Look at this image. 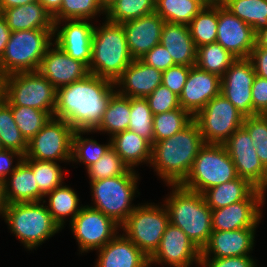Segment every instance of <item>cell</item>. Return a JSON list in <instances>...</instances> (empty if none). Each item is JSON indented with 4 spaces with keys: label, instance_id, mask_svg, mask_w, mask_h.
I'll return each mask as SVG.
<instances>
[{
    "label": "cell",
    "instance_id": "ab89813d",
    "mask_svg": "<svg viewBox=\"0 0 267 267\" xmlns=\"http://www.w3.org/2000/svg\"><path fill=\"white\" fill-rule=\"evenodd\" d=\"M32 168L40 193L45 197L63 184V170L55 161L23 158Z\"/></svg>",
    "mask_w": 267,
    "mask_h": 267
},
{
    "label": "cell",
    "instance_id": "836d02e7",
    "mask_svg": "<svg viewBox=\"0 0 267 267\" xmlns=\"http://www.w3.org/2000/svg\"><path fill=\"white\" fill-rule=\"evenodd\" d=\"M222 5L255 33L267 27V0H226Z\"/></svg>",
    "mask_w": 267,
    "mask_h": 267
},
{
    "label": "cell",
    "instance_id": "3957f363",
    "mask_svg": "<svg viewBox=\"0 0 267 267\" xmlns=\"http://www.w3.org/2000/svg\"><path fill=\"white\" fill-rule=\"evenodd\" d=\"M168 186L173 190L164 201V206L170 223L179 227L202 250L212 233L211 208L201 193L181 185Z\"/></svg>",
    "mask_w": 267,
    "mask_h": 267
},
{
    "label": "cell",
    "instance_id": "7402d4cb",
    "mask_svg": "<svg viewBox=\"0 0 267 267\" xmlns=\"http://www.w3.org/2000/svg\"><path fill=\"white\" fill-rule=\"evenodd\" d=\"M165 21L157 13H152L122 24L126 41L133 59L141 58L153 47L160 44Z\"/></svg>",
    "mask_w": 267,
    "mask_h": 267
},
{
    "label": "cell",
    "instance_id": "be15d7a7",
    "mask_svg": "<svg viewBox=\"0 0 267 267\" xmlns=\"http://www.w3.org/2000/svg\"><path fill=\"white\" fill-rule=\"evenodd\" d=\"M226 0H216L218 4H223Z\"/></svg>",
    "mask_w": 267,
    "mask_h": 267
},
{
    "label": "cell",
    "instance_id": "4dcf8cb0",
    "mask_svg": "<svg viewBox=\"0 0 267 267\" xmlns=\"http://www.w3.org/2000/svg\"><path fill=\"white\" fill-rule=\"evenodd\" d=\"M130 97L120 95L116 92L110 99L102 120L95 132H104L113 135L128 130L130 122Z\"/></svg>",
    "mask_w": 267,
    "mask_h": 267
},
{
    "label": "cell",
    "instance_id": "11a10c76",
    "mask_svg": "<svg viewBox=\"0 0 267 267\" xmlns=\"http://www.w3.org/2000/svg\"><path fill=\"white\" fill-rule=\"evenodd\" d=\"M11 30L7 25L4 16L0 13V57L5 51L6 44L9 41Z\"/></svg>",
    "mask_w": 267,
    "mask_h": 267
},
{
    "label": "cell",
    "instance_id": "277c9868",
    "mask_svg": "<svg viewBox=\"0 0 267 267\" xmlns=\"http://www.w3.org/2000/svg\"><path fill=\"white\" fill-rule=\"evenodd\" d=\"M104 23L101 27L94 26L92 58L88 69L93 75L115 82L134 59L122 24L107 19Z\"/></svg>",
    "mask_w": 267,
    "mask_h": 267
},
{
    "label": "cell",
    "instance_id": "d6986e66",
    "mask_svg": "<svg viewBox=\"0 0 267 267\" xmlns=\"http://www.w3.org/2000/svg\"><path fill=\"white\" fill-rule=\"evenodd\" d=\"M63 22L65 25L60 29V24ZM54 23V43L69 56L89 67L92 58L94 25L87 19H66Z\"/></svg>",
    "mask_w": 267,
    "mask_h": 267
},
{
    "label": "cell",
    "instance_id": "7bdbcfd3",
    "mask_svg": "<svg viewBox=\"0 0 267 267\" xmlns=\"http://www.w3.org/2000/svg\"><path fill=\"white\" fill-rule=\"evenodd\" d=\"M130 122L128 130L153 144V114L145 98H130Z\"/></svg>",
    "mask_w": 267,
    "mask_h": 267
},
{
    "label": "cell",
    "instance_id": "d6a6232c",
    "mask_svg": "<svg viewBox=\"0 0 267 267\" xmlns=\"http://www.w3.org/2000/svg\"><path fill=\"white\" fill-rule=\"evenodd\" d=\"M237 58L217 42L197 47L195 66L222 77Z\"/></svg>",
    "mask_w": 267,
    "mask_h": 267
},
{
    "label": "cell",
    "instance_id": "8992f818",
    "mask_svg": "<svg viewBox=\"0 0 267 267\" xmlns=\"http://www.w3.org/2000/svg\"><path fill=\"white\" fill-rule=\"evenodd\" d=\"M40 203L6 204L3 212L11 233L15 234L28 250L38 247L61 230L51 217L47 206Z\"/></svg>",
    "mask_w": 267,
    "mask_h": 267
},
{
    "label": "cell",
    "instance_id": "2e32d148",
    "mask_svg": "<svg viewBox=\"0 0 267 267\" xmlns=\"http://www.w3.org/2000/svg\"><path fill=\"white\" fill-rule=\"evenodd\" d=\"M255 77L248 58H237L221 77V94L244 117L252 116V85Z\"/></svg>",
    "mask_w": 267,
    "mask_h": 267
},
{
    "label": "cell",
    "instance_id": "7dc6e473",
    "mask_svg": "<svg viewBox=\"0 0 267 267\" xmlns=\"http://www.w3.org/2000/svg\"><path fill=\"white\" fill-rule=\"evenodd\" d=\"M145 99L148 101L153 115L180 108L179 96L162 84Z\"/></svg>",
    "mask_w": 267,
    "mask_h": 267
},
{
    "label": "cell",
    "instance_id": "5b68a950",
    "mask_svg": "<svg viewBox=\"0 0 267 267\" xmlns=\"http://www.w3.org/2000/svg\"><path fill=\"white\" fill-rule=\"evenodd\" d=\"M54 29L11 32L0 57V79L18 72L38 71L46 50L52 44Z\"/></svg>",
    "mask_w": 267,
    "mask_h": 267
},
{
    "label": "cell",
    "instance_id": "6125c7cd",
    "mask_svg": "<svg viewBox=\"0 0 267 267\" xmlns=\"http://www.w3.org/2000/svg\"><path fill=\"white\" fill-rule=\"evenodd\" d=\"M102 8L107 11L109 7L115 2V0H98Z\"/></svg>",
    "mask_w": 267,
    "mask_h": 267
},
{
    "label": "cell",
    "instance_id": "4316f807",
    "mask_svg": "<svg viewBox=\"0 0 267 267\" xmlns=\"http://www.w3.org/2000/svg\"><path fill=\"white\" fill-rule=\"evenodd\" d=\"M10 175L3 182L6 204L43 201L32 168L24 160Z\"/></svg>",
    "mask_w": 267,
    "mask_h": 267
},
{
    "label": "cell",
    "instance_id": "ee69618b",
    "mask_svg": "<svg viewBox=\"0 0 267 267\" xmlns=\"http://www.w3.org/2000/svg\"><path fill=\"white\" fill-rule=\"evenodd\" d=\"M106 13L98 0H63L60 9L53 15L54 22L66 19H94Z\"/></svg>",
    "mask_w": 267,
    "mask_h": 267
},
{
    "label": "cell",
    "instance_id": "f6af8a7d",
    "mask_svg": "<svg viewBox=\"0 0 267 267\" xmlns=\"http://www.w3.org/2000/svg\"><path fill=\"white\" fill-rule=\"evenodd\" d=\"M130 168L121 157L110 147L103 156L87 168L90 180H101L126 174Z\"/></svg>",
    "mask_w": 267,
    "mask_h": 267
},
{
    "label": "cell",
    "instance_id": "f5cc1de1",
    "mask_svg": "<svg viewBox=\"0 0 267 267\" xmlns=\"http://www.w3.org/2000/svg\"><path fill=\"white\" fill-rule=\"evenodd\" d=\"M14 156H17V164L14 166ZM24 156L14 150L2 149L0 150V181L4 182L7 179V175L16 170L18 164L23 160Z\"/></svg>",
    "mask_w": 267,
    "mask_h": 267
},
{
    "label": "cell",
    "instance_id": "8fae6325",
    "mask_svg": "<svg viewBox=\"0 0 267 267\" xmlns=\"http://www.w3.org/2000/svg\"><path fill=\"white\" fill-rule=\"evenodd\" d=\"M244 116L221 93L213 97L193 119L206 144H224L243 126Z\"/></svg>",
    "mask_w": 267,
    "mask_h": 267
},
{
    "label": "cell",
    "instance_id": "5bb4252c",
    "mask_svg": "<svg viewBox=\"0 0 267 267\" xmlns=\"http://www.w3.org/2000/svg\"><path fill=\"white\" fill-rule=\"evenodd\" d=\"M223 145L233 160L238 177L267 191V169L260 162L247 130L243 126L238 128Z\"/></svg>",
    "mask_w": 267,
    "mask_h": 267
},
{
    "label": "cell",
    "instance_id": "603a6c76",
    "mask_svg": "<svg viewBox=\"0 0 267 267\" xmlns=\"http://www.w3.org/2000/svg\"><path fill=\"white\" fill-rule=\"evenodd\" d=\"M256 228L212 231L201 257L225 258L249 255L254 247ZM212 254V256H211Z\"/></svg>",
    "mask_w": 267,
    "mask_h": 267
},
{
    "label": "cell",
    "instance_id": "7a4b0ae2",
    "mask_svg": "<svg viewBox=\"0 0 267 267\" xmlns=\"http://www.w3.org/2000/svg\"><path fill=\"white\" fill-rule=\"evenodd\" d=\"M204 145L199 126L193 119L172 137L153 142L150 165L168 185H180Z\"/></svg>",
    "mask_w": 267,
    "mask_h": 267
},
{
    "label": "cell",
    "instance_id": "680465c9",
    "mask_svg": "<svg viewBox=\"0 0 267 267\" xmlns=\"http://www.w3.org/2000/svg\"><path fill=\"white\" fill-rule=\"evenodd\" d=\"M256 44L259 47L267 48V27L256 33Z\"/></svg>",
    "mask_w": 267,
    "mask_h": 267
},
{
    "label": "cell",
    "instance_id": "d590c367",
    "mask_svg": "<svg viewBox=\"0 0 267 267\" xmlns=\"http://www.w3.org/2000/svg\"><path fill=\"white\" fill-rule=\"evenodd\" d=\"M196 47L216 42L218 27V3L202 10L188 25Z\"/></svg>",
    "mask_w": 267,
    "mask_h": 267
},
{
    "label": "cell",
    "instance_id": "484cf974",
    "mask_svg": "<svg viewBox=\"0 0 267 267\" xmlns=\"http://www.w3.org/2000/svg\"><path fill=\"white\" fill-rule=\"evenodd\" d=\"M176 65L195 66L197 47L188 25L165 22L160 37Z\"/></svg>",
    "mask_w": 267,
    "mask_h": 267
},
{
    "label": "cell",
    "instance_id": "9a60e30c",
    "mask_svg": "<svg viewBox=\"0 0 267 267\" xmlns=\"http://www.w3.org/2000/svg\"><path fill=\"white\" fill-rule=\"evenodd\" d=\"M265 192L256 189L247 199L212 210V231L256 228L262 218Z\"/></svg>",
    "mask_w": 267,
    "mask_h": 267
},
{
    "label": "cell",
    "instance_id": "1f68e13d",
    "mask_svg": "<svg viewBox=\"0 0 267 267\" xmlns=\"http://www.w3.org/2000/svg\"><path fill=\"white\" fill-rule=\"evenodd\" d=\"M46 197L49 198L47 209L61 229L64 227L65 217L71 215L69 222H72L82 209V206L80 207L79 205L80 199L75 190L67 185H61L55 188L52 192L48 193Z\"/></svg>",
    "mask_w": 267,
    "mask_h": 267
},
{
    "label": "cell",
    "instance_id": "db71d44e",
    "mask_svg": "<svg viewBox=\"0 0 267 267\" xmlns=\"http://www.w3.org/2000/svg\"><path fill=\"white\" fill-rule=\"evenodd\" d=\"M248 59L253 65L256 76L267 79V48L259 47L256 44Z\"/></svg>",
    "mask_w": 267,
    "mask_h": 267
},
{
    "label": "cell",
    "instance_id": "e7e4bbea",
    "mask_svg": "<svg viewBox=\"0 0 267 267\" xmlns=\"http://www.w3.org/2000/svg\"><path fill=\"white\" fill-rule=\"evenodd\" d=\"M3 148H2V144H1V141H0V150H2Z\"/></svg>",
    "mask_w": 267,
    "mask_h": 267
},
{
    "label": "cell",
    "instance_id": "6f0895ef",
    "mask_svg": "<svg viewBox=\"0 0 267 267\" xmlns=\"http://www.w3.org/2000/svg\"><path fill=\"white\" fill-rule=\"evenodd\" d=\"M37 0H0V13L6 8L26 5Z\"/></svg>",
    "mask_w": 267,
    "mask_h": 267
},
{
    "label": "cell",
    "instance_id": "60d3db41",
    "mask_svg": "<svg viewBox=\"0 0 267 267\" xmlns=\"http://www.w3.org/2000/svg\"><path fill=\"white\" fill-rule=\"evenodd\" d=\"M94 131L76 130L72 138V156L71 161L82 162L86 165V169L96 163L103 154L111 147V140L106 145L98 144L94 139L84 138L83 133H91Z\"/></svg>",
    "mask_w": 267,
    "mask_h": 267
},
{
    "label": "cell",
    "instance_id": "7c38bea8",
    "mask_svg": "<svg viewBox=\"0 0 267 267\" xmlns=\"http://www.w3.org/2000/svg\"><path fill=\"white\" fill-rule=\"evenodd\" d=\"M74 132L75 130L64 120L51 117L28 142L24 158L71 162Z\"/></svg>",
    "mask_w": 267,
    "mask_h": 267
},
{
    "label": "cell",
    "instance_id": "b9f144b4",
    "mask_svg": "<svg viewBox=\"0 0 267 267\" xmlns=\"http://www.w3.org/2000/svg\"><path fill=\"white\" fill-rule=\"evenodd\" d=\"M11 109L14 121L27 142H29L51 118L47 112L33 107L11 106Z\"/></svg>",
    "mask_w": 267,
    "mask_h": 267
},
{
    "label": "cell",
    "instance_id": "ba28073f",
    "mask_svg": "<svg viewBox=\"0 0 267 267\" xmlns=\"http://www.w3.org/2000/svg\"><path fill=\"white\" fill-rule=\"evenodd\" d=\"M138 175L135 170L130 169L124 175L90 180L92 201L94 200V206L90 207L101 211L121 225L137 207L133 206L132 201L138 192Z\"/></svg>",
    "mask_w": 267,
    "mask_h": 267
},
{
    "label": "cell",
    "instance_id": "6da1fadb",
    "mask_svg": "<svg viewBox=\"0 0 267 267\" xmlns=\"http://www.w3.org/2000/svg\"><path fill=\"white\" fill-rule=\"evenodd\" d=\"M115 82L89 74L57 89L55 118L64 120L75 131H94L102 120L111 97L117 92Z\"/></svg>",
    "mask_w": 267,
    "mask_h": 267
},
{
    "label": "cell",
    "instance_id": "f1b7e54d",
    "mask_svg": "<svg viewBox=\"0 0 267 267\" xmlns=\"http://www.w3.org/2000/svg\"><path fill=\"white\" fill-rule=\"evenodd\" d=\"M111 147L121 157V160L132 170L138 164L152 159V144L131 130L119 132L112 137Z\"/></svg>",
    "mask_w": 267,
    "mask_h": 267
},
{
    "label": "cell",
    "instance_id": "681fc988",
    "mask_svg": "<svg viewBox=\"0 0 267 267\" xmlns=\"http://www.w3.org/2000/svg\"><path fill=\"white\" fill-rule=\"evenodd\" d=\"M139 59L146 65L152 66L162 72L166 71L169 67L176 65L172 56L161 44L153 47L149 52L145 53Z\"/></svg>",
    "mask_w": 267,
    "mask_h": 267
},
{
    "label": "cell",
    "instance_id": "d4e9b609",
    "mask_svg": "<svg viewBox=\"0 0 267 267\" xmlns=\"http://www.w3.org/2000/svg\"><path fill=\"white\" fill-rule=\"evenodd\" d=\"M97 252L95 267H150L149 257L124 233L116 235Z\"/></svg>",
    "mask_w": 267,
    "mask_h": 267
},
{
    "label": "cell",
    "instance_id": "83f0119b",
    "mask_svg": "<svg viewBox=\"0 0 267 267\" xmlns=\"http://www.w3.org/2000/svg\"><path fill=\"white\" fill-rule=\"evenodd\" d=\"M4 16L12 32L32 29H54L53 16L39 1L4 9Z\"/></svg>",
    "mask_w": 267,
    "mask_h": 267
},
{
    "label": "cell",
    "instance_id": "ac0fdd59",
    "mask_svg": "<svg viewBox=\"0 0 267 267\" xmlns=\"http://www.w3.org/2000/svg\"><path fill=\"white\" fill-rule=\"evenodd\" d=\"M216 42L236 58H248L256 45V33L251 26L218 4Z\"/></svg>",
    "mask_w": 267,
    "mask_h": 267
},
{
    "label": "cell",
    "instance_id": "52a82bcc",
    "mask_svg": "<svg viewBox=\"0 0 267 267\" xmlns=\"http://www.w3.org/2000/svg\"><path fill=\"white\" fill-rule=\"evenodd\" d=\"M0 96L11 106L33 107L54 116L57 89L38 71L4 76L0 79Z\"/></svg>",
    "mask_w": 267,
    "mask_h": 267
},
{
    "label": "cell",
    "instance_id": "e0dca14e",
    "mask_svg": "<svg viewBox=\"0 0 267 267\" xmlns=\"http://www.w3.org/2000/svg\"><path fill=\"white\" fill-rule=\"evenodd\" d=\"M201 250L177 226L169 223L157 250L149 257V266L168 264L170 267H190L193 261L200 264Z\"/></svg>",
    "mask_w": 267,
    "mask_h": 267
},
{
    "label": "cell",
    "instance_id": "c3c4849f",
    "mask_svg": "<svg viewBox=\"0 0 267 267\" xmlns=\"http://www.w3.org/2000/svg\"><path fill=\"white\" fill-rule=\"evenodd\" d=\"M191 67L185 65H175L163 71L162 85L167 87L170 91L180 96L182 89L187 81Z\"/></svg>",
    "mask_w": 267,
    "mask_h": 267
},
{
    "label": "cell",
    "instance_id": "9c48e42d",
    "mask_svg": "<svg viewBox=\"0 0 267 267\" xmlns=\"http://www.w3.org/2000/svg\"><path fill=\"white\" fill-rule=\"evenodd\" d=\"M238 177L233 160L223 144H206L200 149L192 168L180 184L184 188L203 193Z\"/></svg>",
    "mask_w": 267,
    "mask_h": 267
},
{
    "label": "cell",
    "instance_id": "4fadbf2b",
    "mask_svg": "<svg viewBox=\"0 0 267 267\" xmlns=\"http://www.w3.org/2000/svg\"><path fill=\"white\" fill-rule=\"evenodd\" d=\"M70 225L81 254L102 248L119 234L120 228L112 218L88 205H82Z\"/></svg>",
    "mask_w": 267,
    "mask_h": 267
},
{
    "label": "cell",
    "instance_id": "f907efd6",
    "mask_svg": "<svg viewBox=\"0 0 267 267\" xmlns=\"http://www.w3.org/2000/svg\"><path fill=\"white\" fill-rule=\"evenodd\" d=\"M250 255L225 258L200 257L201 267H257Z\"/></svg>",
    "mask_w": 267,
    "mask_h": 267
},
{
    "label": "cell",
    "instance_id": "e575fe53",
    "mask_svg": "<svg viewBox=\"0 0 267 267\" xmlns=\"http://www.w3.org/2000/svg\"><path fill=\"white\" fill-rule=\"evenodd\" d=\"M0 141L3 149L14 150L25 156L28 142L17 127L11 105L0 96Z\"/></svg>",
    "mask_w": 267,
    "mask_h": 267
},
{
    "label": "cell",
    "instance_id": "9f6ffc18",
    "mask_svg": "<svg viewBox=\"0 0 267 267\" xmlns=\"http://www.w3.org/2000/svg\"><path fill=\"white\" fill-rule=\"evenodd\" d=\"M53 16L61 7L63 0H37Z\"/></svg>",
    "mask_w": 267,
    "mask_h": 267
},
{
    "label": "cell",
    "instance_id": "44dd1931",
    "mask_svg": "<svg viewBox=\"0 0 267 267\" xmlns=\"http://www.w3.org/2000/svg\"><path fill=\"white\" fill-rule=\"evenodd\" d=\"M221 93V77L192 66L179 96L182 109L193 117L215 96Z\"/></svg>",
    "mask_w": 267,
    "mask_h": 267
},
{
    "label": "cell",
    "instance_id": "f35d334b",
    "mask_svg": "<svg viewBox=\"0 0 267 267\" xmlns=\"http://www.w3.org/2000/svg\"><path fill=\"white\" fill-rule=\"evenodd\" d=\"M155 12V0H115L106 11V19L123 24Z\"/></svg>",
    "mask_w": 267,
    "mask_h": 267
},
{
    "label": "cell",
    "instance_id": "816d5d0a",
    "mask_svg": "<svg viewBox=\"0 0 267 267\" xmlns=\"http://www.w3.org/2000/svg\"><path fill=\"white\" fill-rule=\"evenodd\" d=\"M267 115V79L256 76L252 85V116Z\"/></svg>",
    "mask_w": 267,
    "mask_h": 267
},
{
    "label": "cell",
    "instance_id": "91938a15",
    "mask_svg": "<svg viewBox=\"0 0 267 267\" xmlns=\"http://www.w3.org/2000/svg\"><path fill=\"white\" fill-rule=\"evenodd\" d=\"M5 206H6V203H5V199H4L3 182L0 181V216H2V217H3V212L5 209Z\"/></svg>",
    "mask_w": 267,
    "mask_h": 267
},
{
    "label": "cell",
    "instance_id": "30bf717a",
    "mask_svg": "<svg viewBox=\"0 0 267 267\" xmlns=\"http://www.w3.org/2000/svg\"><path fill=\"white\" fill-rule=\"evenodd\" d=\"M170 223L164 206L152 203L138 206L120 225L128 237L144 254L150 257L158 248L164 231Z\"/></svg>",
    "mask_w": 267,
    "mask_h": 267
},
{
    "label": "cell",
    "instance_id": "bcb514c9",
    "mask_svg": "<svg viewBox=\"0 0 267 267\" xmlns=\"http://www.w3.org/2000/svg\"><path fill=\"white\" fill-rule=\"evenodd\" d=\"M243 127L253 141L260 162L267 169V115L245 117Z\"/></svg>",
    "mask_w": 267,
    "mask_h": 267
},
{
    "label": "cell",
    "instance_id": "ffe728a7",
    "mask_svg": "<svg viewBox=\"0 0 267 267\" xmlns=\"http://www.w3.org/2000/svg\"><path fill=\"white\" fill-rule=\"evenodd\" d=\"M51 46H55L51 48ZM38 72L58 89L90 74L88 66L65 53L52 43L42 58Z\"/></svg>",
    "mask_w": 267,
    "mask_h": 267
},
{
    "label": "cell",
    "instance_id": "94428289",
    "mask_svg": "<svg viewBox=\"0 0 267 267\" xmlns=\"http://www.w3.org/2000/svg\"><path fill=\"white\" fill-rule=\"evenodd\" d=\"M195 1H197L203 8L213 6L217 3L216 0H195Z\"/></svg>",
    "mask_w": 267,
    "mask_h": 267
},
{
    "label": "cell",
    "instance_id": "cb8c5ba5",
    "mask_svg": "<svg viewBox=\"0 0 267 267\" xmlns=\"http://www.w3.org/2000/svg\"><path fill=\"white\" fill-rule=\"evenodd\" d=\"M162 75V71L146 65L140 59H134L115 81V86L120 87L117 89L120 95L146 98L161 85Z\"/></svg>",
    "mask_w": 267,
    "mask_h": 267
},
{
    "label": "cell",
    "instance_id": "8d00e7d4",
    "mask_svg": "<svg viewBox=\"0 0 267 267\" xmlns=\"http://www.w3.org/2000/svg\"><path fill=\"white\" fill-rule=\"evenodd\" d=\"M202 8L195 0H155V13L170 23L189 25Z\"/></svg>",
    "mask_w": 267,
    "mask_h": 267
},
{
    "label": "cell",
    "instance_id": "74e56055",
    "mask_svg": "<svg viewBox=\"0 0 267 267\" xmlns=\"http://www.w3.org/2000/svg\"><path fill=\"white\" fill-rule=\"evenodd\" d=\"M192 120L193 116L181 107L153 115V142L172 137L184 129Z\"/></svg>",
    "mask_w": 267,
    "mask_h": 267
},
{
    "label": "cell",
    "instance_id": "f546056e",
    "mask_svg": "<svg viewBox=\"0 0 267 267\" xmlns=\"http://www.w3.org/2000/svg\"><path fill=\"white\" fill-rule=\"evenodd\" d=\"M256 189L246 179L237 177L205 190L202 195L211 210H215L247 199Z\"/></svg>",
    "mask_w": 267,
    "mask_h": 267
}]
</instances>
